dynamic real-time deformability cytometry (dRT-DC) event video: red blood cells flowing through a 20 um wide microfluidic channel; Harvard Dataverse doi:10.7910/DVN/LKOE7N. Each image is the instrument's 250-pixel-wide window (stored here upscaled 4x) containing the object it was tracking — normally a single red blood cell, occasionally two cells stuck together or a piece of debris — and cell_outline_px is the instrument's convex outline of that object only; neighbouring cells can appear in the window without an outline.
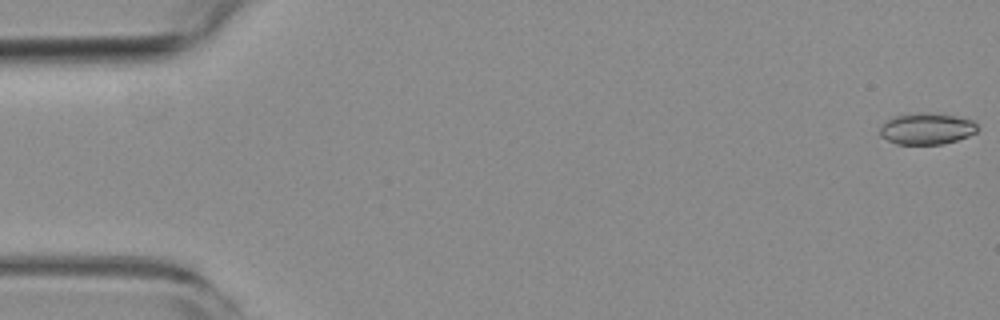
{"species": "common noctule bat (a hibernating species)", "species_latin": "Nyctalus noctula", "temperature_condition": "room temperature", "stored_images_in_passage": 24, "camera_frame_rate_fps": 3000, "um_per_image_px": 0.085, "animal": {"sex": "female", "body_mass_g": 19.3, "forearm_length_mm": 54.1}, "frame": {"image": 1, "passage_image": 1, "time_ms": 0.0, "image_size_px": [1000, 320], "cell_outline_px": [[980, 128], [976, 132], [968, 136], [944, 144], [896, 144], [880, 136], [880, 128], [888, 120], [896, 116], [920, 112], [928, 112], [956, 116], [972, 120]], "centroid_in_image_um": [78.8, 10.94], "position_along_channel_um": 6.2, "area_um2": 17.8}}
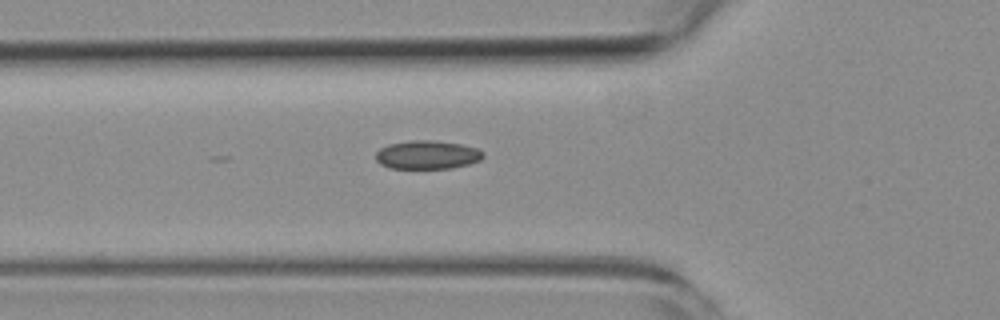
{"frame": {"image": 2, "passage_image": 19, "time_ms": 6.0, "image_size_px": [1000, 320], "cell_outline_px": [[484, 156], [480, 160], [468, 164], [452, 168], [392, 168], [380, 164], [376, 160], [376, 152], [380, 148], [388, 144], [412, 140], [432, 140], [460, 144], [476, 148], [484, 152]], "centroid_in_image_um": [36.31, 13.15], "position_along_channel_um": 89.5, "area_um2": 17.8}}
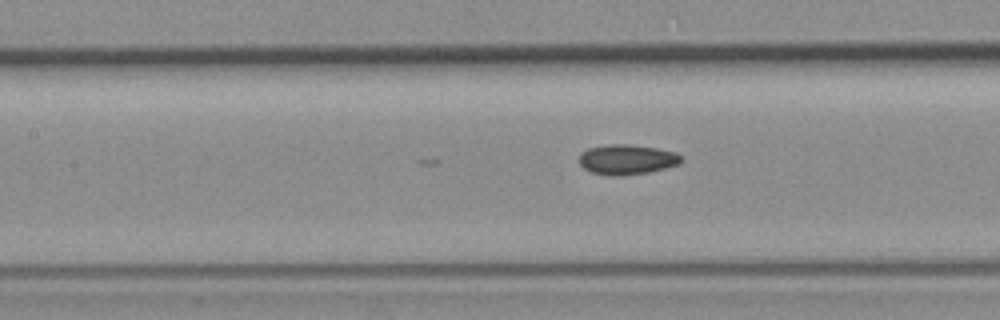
{"frame": {"image": 3, "passage_image": 24, "time_ms": 7.667, "image_size_px": [1000, 320], "cell_outline_px": [[680, 164], [648, 172], [620, 176], [612, 176], [592, 172], [584, 168], [580, 164], [580, 152], [588, 148], [612, 144], [628, 144], [656, 148], [676, 152], [680, 156]], "centroid_in_image_um": [53.27, 13.55], "position_along_channel_um": 154.1, "area_um2": 17.69}}